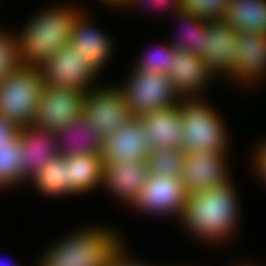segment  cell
<instances>
[{
	"label": "cell",
	"mask_w": 266,
	"mask_h": 266,
	"mask_svg": "<svg viewBox=\"0 0 266 266\" xmlns=\"http://www.w3.org/2000/svg\"><path fill=\"white\" fill-rule=\"evenodd\" d=\"M175 14L183 20L188 28H185L186 32L183 31L185 33L183 39L171 41L170 46L175 50L191 51L194 56L202 58L203 31L206 29V19L196 17L191 11L185 9H181Z\"/></svg>",
	"instance_id": "cb8c5ba5"
},
{
	"label": "cell",
	"mask_w": 266,
	"mask_h": 266,
	"mask_svg": "<svg viewBox=\"0 0 266 266\" xmlns=\"http://www.w3.org/2000/svg\"><path fill=\"white\" fill-rule=\"evenodd\" d=\"M224 155L214 151L184 153L181 179L189 194L230 183Z\"/></svg>",
	"instance_id": "4fadbf2b"
},
{
	"label": "cell",
	"mask_w": 266,
	"mask_h": 266,
	"mask_svg": "<svg viewBox=\"0 0 266 266\" xmlns=\"http://www.w3.org/2000/svg\"><path fill=\"white\" fill-rule=\"evenodd\" d=\"M183 9L196 17L209 19L224 18L230 0H182Z\"/></svg>",
	"instance_id": "83f0119b"
},
{
	"label": "cell",
	"mask_w": 266,
	"mask_h": 266,
	"mask_svg": "<svg viewBox=\"0 0 266 266\" xmlns=\"http://www.w3.org/2000/svg\"><path fill=\"white\" fill-rule=\"evenodd\" d=\"M100 1H102L103 3L109 4V5H112V4L113 6L122 5L124 7V5L127 4L128 0H100Z\"/></svg>",
	"instance_id": "836d02e7"
},
{
	"label": "cell",
	"mask_w": 266,
	"mask_h": 266,
	"mask_svg": "<svg viewBox=\"0 0 266 266\" xmlns=\"http://www.w3.org/2000/svg\"><path fill=\"white\" fill-rule=\"evenodd\" d=\"M174 48L166 45L164 48L157 50L156 53L145 55L136 63V68L139 71L170 73L171 63L173 62Z\"/></svg>",
	"instance_id": "f1b7e54d"
},
{
	"label": "cell",
	"mask_w": 266,
	"mask_h": 266,
	"mask_svg": "<svg viewBox=\"0 0 266 266\" xmlns=\"http://www.w3.org/2000/svg\"><path fill=\"white\" fill-rule=\"evenodd\" d=\"M213 73L204 61L192 54L191 51L175 50L170 73L167 75L181 98L196 96L207 83ZM194 93V94H193ZM189 96V97H188Z\"/></svg>",
	"instance_id": "ac0fdd59"
},
{
	"label": "cell",
	"mask_w": 266,
	"mask_h": 266,
	"mask_svg": "<svg viewBox=\"0 0 266 266\" xmlns=\"http://www.w3.org/2000/svg\"><path fill=\"white\" fill-rule=\"evenodd\" d=\"M65 8V9H64ZM78 13L73 8H54L35 16L19 36L23 66L39 67L55 52L67 46Z\"/></svg>",
	"instance_id": "7a4b0ae2"
},
{
	"label": "cell",
	"mask_w": 266,
	"mask_h": 266,
	"mask_svg": "<svg viewBox=\"0 0 266 266\" xmlns=\"http://www.w3.org/2000/svg\"><path fill=\"white\" fill-rule=\"evenodd\" d=\"M20 139L15 145L0 148V188L11 187L25 178L20 174V160L24 157Z\"/></svg>",
	"instance_id": "484cf974"
},
{
	"label": "cell",
	"mask_w": 266,
	"mask_h": 266,
	"mask_svg": "<svg viewBox=\"0 0 266 266\" xmlns=\"http://www.w3.org/2000/svg\"><path fill=\"white\" fill-rule=\"evenodd\" d=\"M236 61L229 74L241 81H256L266 72V34L238 31Z\"/></svg>",
	"instance_id": "e0dca14e"
},
{
	"label": "cell",
	"mask_w": 266,
	"mask_h": 266,
	"mask_svg": "<svg viewBox=\"0 0 266 266\" xmlns=\"http://www.w3.org/2000/svg\"><path fill=\"white\" fill-rule=\"evenodd\" d=\"M188 194L179 177L149 175L132 206L148 213H157V215L173 213L180 217Z\"/></svg>",
	"instance_id": "30bf717a"
},
{
	"label": "cell",
	"mask_w": 266,
	"mask_h": 266,
	"mask_svg": "<svg viewBox=\"0 0 266 266\" xmlns=\"http://www.w3.org/2000/svg\"><path fill=\"white\" fill-rule=\"evenodd\" d=\"M19 37L8 35L0 30V80L21 66Z\"/></svg>",
	"instance_id": "4316f807"
},
{
	"label": "cell",
	"mask_w": 266,
	"mask_h": 266,
	"mask_svg": "<svg viewBox=\"0 0 266 266\" xmlns=\"http://www.w3.org/2000/svg\"><path fill=\"white\" fill-rule=\"evenodd\" d=\"M257 150L258 153H256V157L254 158V164L256 166L254 167H256V171L261 175V178L263 177V180L266 181V142L262 143L261 147Z\"/></svg>",
	"instance_id": "4dcf8cb0"
},
{
	"label": "cell",
	"mask_w": 266,
	"mask_h": 266,
	"mask_svg": "<svg viewBox=\"0 0 266 266\" xmlns=\"http://www.w3.org/2000/svg\"><path fill=\"white\" fill-rule=\"evenodd\" d=\"M140 119L152 149L182 150L185 134L179 105L144 114Z\"/></svg>",
	"instance_id": "9a60e30c"
},
{
	"label": "cell",
	"mask_w": 266,
	"mask_h": 266,
	"mask_svg": "<svg viewBox=\"0 0 266 266\" xmlns=\"http://www.w3.org/2000/svg\"><path fill=\"white\" fill-rule=\"evenodd\" d=\"M184 152L181 149H152L147 157L149 175L181 178Z\"/></svg>",
	"instance_id": "d4e9b609"
},
{
	"label": "cell",
	"mask_w": 266,
	"mask_h": 266,
	"mask_svg": "<svg viewBox=\"0 0 266 266\" xmlns=\"http://www.w3.org/2000/svg\"><path fill=\"white\" fill-rule=\"evenodd\" d=\"M93 92V93H92ZM85 92L83 115L105 137L116 131L131 115L123 92L118 88H103Z\"/></svg>",
	"instance_id": "7c38bea8"
},
{
	"label": "cell",
	"mask_w": 266,
	"mask_h": 266,
	"mask_svg": "<svg viewBox=\"0 0 266 266\" xmlns=\"http://www.w3.org/2000/svg\"><path fill=\"white\" fill-rule=\"evenodd\" d=\"M238 31L225 18L206 20L203 31L202 60L212 73L233 71L236 61Z\"/></svg>",
	"instance_id": "8fae6325"
},
{
	"label": "cell",
	"mask_w": 266,
	"mask_h": 266,
	"mask_svg": "<svg viewBox=\"0 0 266 266\" xmlns=\"http://www.w3.org/2000/svg\"><path fill=\"white\" fill-rule=\"evenodd\" d=\"M45 87L39 67L21 66L0 80V117L19 128L29 126Z\"/></svg>",
	"instance_id": "277c9868"
},
{
	"label": "cell",
	"mask_w": 266,
	"mask_h": 266,
	"mask_svg": "<svg viewBox=\"0 0 266 266\" xmlns=\"http://www.w3.org/2000/svg\"><path fill=\"white\" fill-rule=\"evenodd\" d=\"M68 180L71 189L78 195L102 186L104 165L100 155H79L67 157Z\"/></svg>",
	"instance_id": "7402d4cb"
},
{
	"label": "cell",
	"mask_w": 266,
	"mask_h": 266,
	"mask_svg": "<svg viewBox=\"0 0 266 266\" xmlns=\"http://www.w3.org/2000/svg\"><path fill=\"white\" fill-rule=\"evenodd\" d=\"M185 99V100H183ZM179 99L181 118L183 120L184 153L214 151L227 153L226 130L216 111L205 102L191 97Z\"/></svg>",
	"instance_id": "5b68a950"
},
{
	"label": "cell",
	"mask_w": 266,
	"mask_h": 266,
	"mask_svg": "<svg viewBox=\"0 0 266 266\" xmlns=\"http://www.w3.org/2000/svg\"><path fill=\"white\" fill-rule=\"evenodd\" d=\"M232 184L188 194L180 217L192 231L206 240L225 239L238 224L237 197Z\"/></svg>",
	"instance_id": "6da1fadb"
},
{
	"label": "cell",
	"mask_w": 266,
	"mask_h": 266,
	"mask_svg": "<svg viewBox=\"0 0 266 266\" xmlns=\"http://www.w3.org/2000/svg\"><path fill=\"white\" fill-rule=\"evenodd\" d=\"M152 148L145 128L138 117H130L102 142L100 156L103 165L147 160Z\"/></svg>",
	"instance_id": "9c48e42d"
},
{
	"label": "cell",
	"mask_w": 266,
	"mask_h": 266,
	"mask_svg": "<svg viewBox=\"0 0 266 266\" xmlns=\"http://www.w3.org/2000/svg\"><path fill=\"white\" fill-rule=\"evenodd\" d=\"M83 16L80 14L76 18L68 45L99 71L111 54L113 44L106 34L91 28Z\"/></svg>",
	"instance_id": "ffe728a7"
},
{
	"label": "cell",
	"mask_w": 266,
	"mask_h": 266,
	"mask_svg": "<svg viewBox=\"0 0 266 266\" xmlns=\"http://www.w3.org/2000/svg\"><path fill=\"white\" fill-rule=\"evenodd\" d=\"M55 133L58 153L62 157L84 154L100 155L102 142L106 139L97 126L91 124L84 115L58 129ZM65 139L71 141L68 142Z\"/></svg>",
	"instance_id": "2e32d148"
},
{
	"label": "cell",
	"mask_w": 266,
	"mask_h": 266,
	"mask_svg": "<svg viewBox=\"0 0 266 266\" xmlns=\"http://www.w3.org/2000/svg\"><path fill=\"white\" fill-rule=\"evenodd\" d=\"M110 231L101 227L77 231L48 249L39 266H106L122 246Z\"/></svg>",
	"instance_id": "3957f363"
},
{
	"label": "cell",
	"mask_w": 266,
	"mask_h": 266,
	"mask_svg": "<svg viewBox=\"0 0 266 266\" xmlns=\"http://www.w3.org/2000/svg\"><path fill=\"white\" fill-rule=\"evenodd\" d=\"M45 86L86 92L98 71L81 54L67 45L55 52L41 66ZM94 77V78H93Z\"/></svg>",
	"instance_id": "ba28073f"
},
{
	"label": "cell",
	"mask_w": 266,
	"mask_h": 266,
	"mask_svg": "<svg viewBox=\"0 0 266 266\" xmlns=\"http://www.w3.org/2000/svg\"><path fill=\"white\" fill-rule=\"evenodd\" d=\"M31 180L40 192L47 196L73 195L71 181L68 180L67 157L56 158L43 165V169L37 172Z\"/></svg>",
	"instance_id": "603a6c76"
},
{
	"label": "cell",
	"mask_w": 266,
	"mask_h": 266,
	"mask_svg": "<svg viewBox=\"0 0 266 266\" xmlns=\"http://www.w3.org/2000/svg\"><path fill=\"white\" fill-rule=\"evenodd\" d=\"M19 140V127L0 117V148L15 145Z\"/></svg>",
	"instance_id": "f546056e"
},
{
	"label": "cell",
	"mask_w": 266,
	"mask_h": 266,
	"mask_svg": "<svg viewBox=\"0 0 266 266\" xmlns=\"http://www.w3.org/2000/svg\"><path fill=\"white\" fill-rule=\"evenodd\" d=\"M85 92L45 86L31 126L56 132L83 115Z\"/></svg>",
	"instance_id": "52a82bcc"
},
{
	"label": "cell",
	"mask_w": 266,
	"mask_h": 266,
	"mask_svg": "<svg viewBox=\"0 0 266 266\" xmlns=\"http://www.w3.org/2000/svg\"><path fill=\"white\" fill-rule=\"evenodd\" d=\"M224 18L235 31L266 34V0H230Z\"/></svg>",
	"instance_id": "44dd1931"
},
{
	"label": "cell",
	"mask_w": 266,
	"mask_h": 266,
	"mask_svg": "<svg viewBox=\"0 0 266 266\" xmlns=\"http://www.w3.org/2000/svg\"><path fill=\"white\" fill-rule=\"evenodd\" d=\"M123 92L131 117L167 109L179 104L180 96L166 73L139 71L134 68Z\"/></svg>",
	"instance_id": "8992f818"
},
{
	"label": "cell",
	"mask_w": 266,
	"mask_h": 266,
	"mask_svg": "<svg viewBox=\"0 0 266 266\" xmlns=\"http://www.w3.org/2000/svg\"><path fill=\"white\" fill-rule=\"evenodd\" d=\"M19 139L24 155L20 160V174L26 180L59 156L55 132L23 126L19 128Z\"/></svg>",
	"instance_id": "5bb4252c"
},
{
	"label": "cell",
	"mask_w": 266,
	"mask_h": 266,
	"mask_svg": "<svg viewBox=\"0 0 266 266\" xmlns=\"http://www.w3.org/2000/svg\"><path fill=\"white\" fill-rule=\"evenodd\" d=\"M121 246L117 251L116 254L108 261L106 266H145L143 264H138L134 262V260L127 259L125 257L124 251ZM131 260V261H130Z\"/></svg>",
	"instance_id": "1f68e13d"
},
{
	"label": "cell",
	"mask_w": 266,
	"mask_h": 266,
	"mask_svg": "<svg viewBox=\"0 0 266 266\" xmlns=\"http://www.w3.org/2000/svg\"><path fill=\"white\" fill-rule=\"evenodd\" d=\"M149 176L147 160L104 166L102 185L130 206L137 199Z\"/></svg>",
	"instance_id": "d6986e66"
},
{
	"label": "cell",
	"mask_w": 266,
	"mask_h": 266,
	"mask_svg": "<svg viewBox=\"0 0 266 266\" xmlns=\"http://www.w3.org/2000/svg\"><path fill=\"white\" fill-rule=\"evenodd\" d=\"M136 1V3H137V1H139V0H128L127 1V4L126 5H128L129 3H134ZM141 1V0H140ZM150 2H151V4H157L158 6H166V5H169L170 6V3H171V6L173 7V9L175 10V12H177V11H179V10H181V9H183V2H182V0H149ZM148 1V2H149ZM171 1V2H170ZM152 2H154V3H152ZM155 5H154V7H155ZM164 8V7H163Z\"/></svg>",
	"instance_id": "d6a6232c"
}]
</instances>
